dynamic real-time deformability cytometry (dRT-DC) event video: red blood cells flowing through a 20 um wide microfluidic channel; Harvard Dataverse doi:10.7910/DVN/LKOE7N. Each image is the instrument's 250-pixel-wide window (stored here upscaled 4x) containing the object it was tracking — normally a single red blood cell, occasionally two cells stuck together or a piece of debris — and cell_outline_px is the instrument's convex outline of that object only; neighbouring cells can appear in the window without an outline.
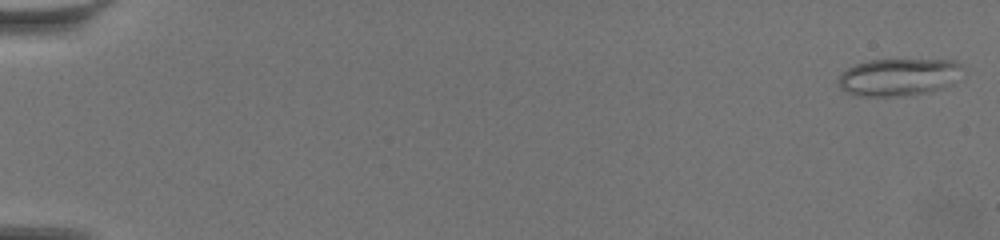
{"species": "common noctule bat (a hibernating species)", "species_latin": "Nyctalus noctula", "temperature_condition": "warm", "stored_images_in_passage": 59, "camera_frame_rate_fps": 3000, "um_per_image_px": 0.085, "animal": {"sex": "female", "body_mass_g": 19.5, "forearm_length_mm": 54.1}, "frame": {"image": 1, "passage_image": 2, "time_ms": 0.333, "image_size_px": [1000, 240], "cell_outline_px": [[960, 64], [952, 84], [944, 88], [928, 92], [892, 96], [860, 96], [848, 92], [840, 88], [836, 80], [848, 68], [856, 64], [868, 60], [956, 60]], "centroid_in_image_um": [76.32, 6.55], "position_along_channel_um": 8.7, "area_um2": 26.53}}
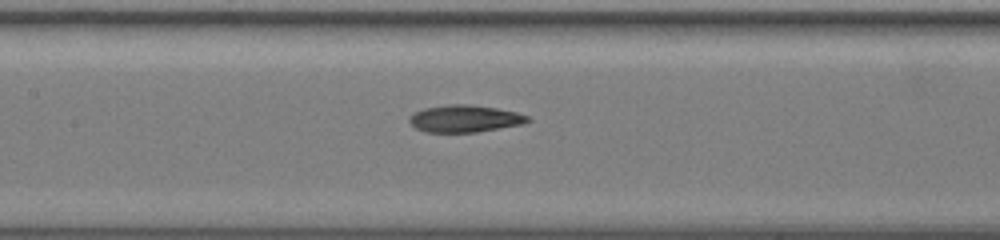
{"frame": {"image": 2, "passage_image": 30, "time_ms": 9.667, "image_size_px": [1000, 240], "cell_outline_px": [[532, 120], [520, 124], [476, 132], [424, 132], [416, 128], [408, 120], [416, 112], [424, 108], [448, 104], [472, 104], [496, 108], [516, 112], [528, 116]], "centroid_in_image_um": [39.5, 10.08], "position_along_channel_um": 167.9, "area_um2": 18.5}}
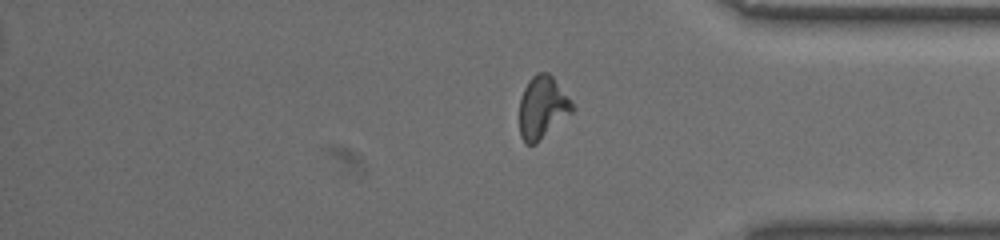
{"frame": {"image": 3, "passage_image": 50, "time_ms": 16.333, "image_size_px": [1000, 240], "cell_outline_px": [[576, 108], [572, 112], [536, 144], [528, 144], [520, 136], [520, 100], [524, 88], [528, 80], [536, 72], [548, 72], [552, 76]], "centroid_in_image_um": [46.1, 9.12], "position_along_channel_um": 389.1, "area_um2": 19.02}, "authors_computed_cell_mechanics": {"area_um2": 18.9584, "velocity_mm_per_s": 3.4705, "shape_relaxation_time_tau1_ms": 7.1484, "shape_relaxation_time_tau2_ms": 3.4721, "deformation_change_tau1": 0.2084, "deformation_change_tau2": 0.1226}}